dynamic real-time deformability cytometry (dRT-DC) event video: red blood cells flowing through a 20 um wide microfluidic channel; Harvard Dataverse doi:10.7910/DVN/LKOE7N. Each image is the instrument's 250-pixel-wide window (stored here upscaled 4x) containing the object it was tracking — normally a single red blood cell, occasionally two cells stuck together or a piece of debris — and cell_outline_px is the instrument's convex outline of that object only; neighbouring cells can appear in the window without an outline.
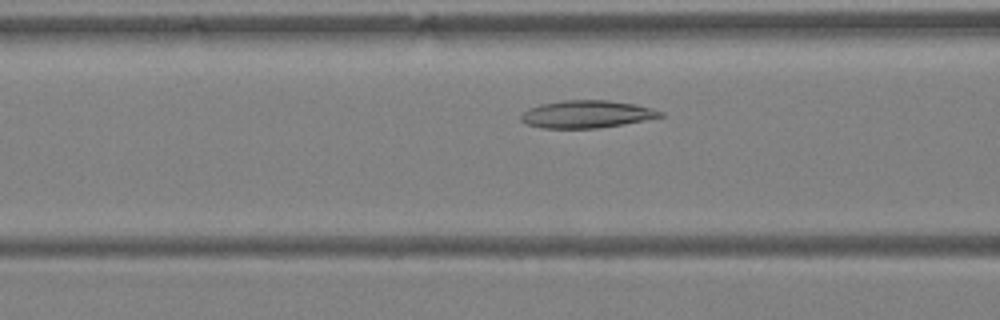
{"species": "Egyptian fruit bat (a non-hibernating species)", "species_latin": "Rousettus aegyptiacus", "temperature_condition": "warm", "stored_images_in_passage": 31, "camera_frame_rate_fps": 3000, "um_per_image_px": 0.085, "animal": {"sex": "female"}, "frame": {"image": 1, "passage_image": 8, "time_ms": 2.333, "image_size_px": [1000, 320], "cell_outline_px": [[664, 116], [644, 120], [596, 128], [544, 128], [528, 124], [520, 120], [520, 116], [528, 108], [540, 104], [560, 100], [608, 100], [636, 104], [664, 112]], "centroid_in_image_um": [49.85, 9.69], "position_along_channel_um": 116.8, "area_um2": 22.2}}
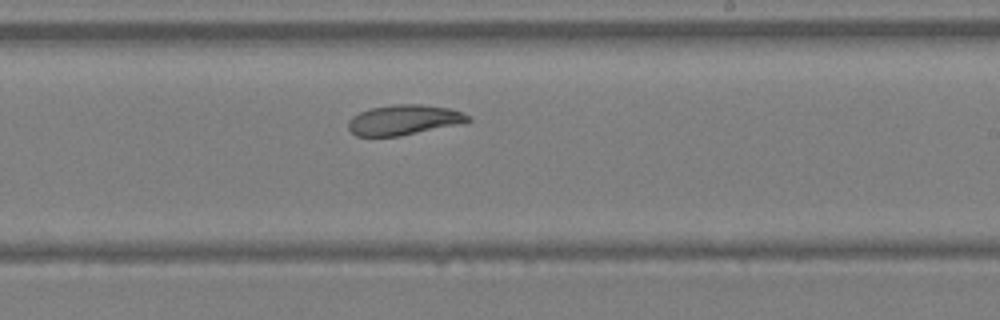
{"frame": {"image": 2, "passage_image": 17, "time_ms": 5.333, "image_size_px": [1000, 320], "cell_outline_px": [[472, 120], [468, 124], [400, 136], [356, 136], [348, 128], [348, 120], [352, 116], [360, 112], [372, 108], [396, 104], [420, 104], [448, 108], [460, 112], [468, 116]], "centroid_in_image_um": [34.39, 10.21], "position_along_channel_um": 254.6, "area_um2": 21.33}}
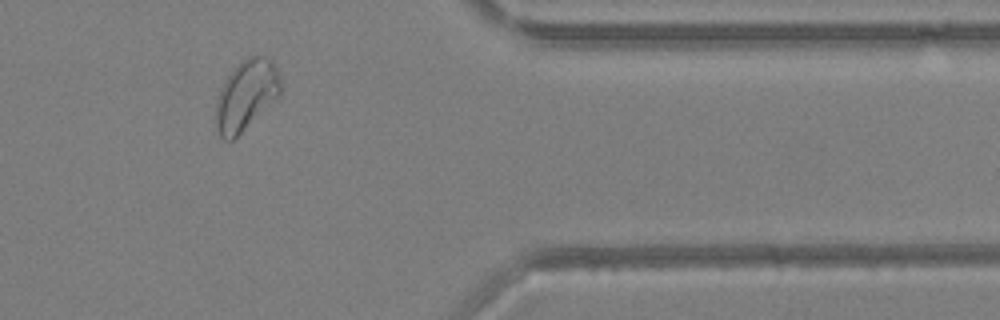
{"frame": {"image": 3, "passage_image": 27, "time_ms": 8.667, "image_size_px": [1000, 320], "cell_outline_px": [[280, 96], [276, 100], [232, 140], [224, 140], [220, 136], [216, 124], [216, 104], [220, 88], [236, 64], [240, 60], [256, 52], [272, 60], [276, 68], [280, 80]], "centroid_in_image_um": [20.93, 8.03], "position_along_channel_um": 390.5, "area_um2": 26.53}}